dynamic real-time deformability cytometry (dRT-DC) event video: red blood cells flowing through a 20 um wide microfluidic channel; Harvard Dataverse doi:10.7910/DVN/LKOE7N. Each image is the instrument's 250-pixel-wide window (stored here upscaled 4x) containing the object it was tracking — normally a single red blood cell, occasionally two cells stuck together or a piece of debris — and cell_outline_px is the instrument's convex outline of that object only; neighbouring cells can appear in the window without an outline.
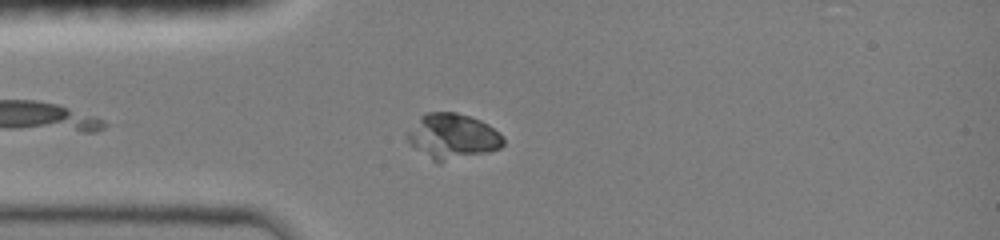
{"species": "common noctule bat (a hibernating species)", "species_latin": "Nyctalus noctula", "temperature_condition": "room temperature", "stored_images_in_passage": 37, "camera_frame_rate_fps": 3000, "um_per_image_px": 0.085, "animal": {"sex": "female", "body_mass_g": 19.0, "forearm_length_mm": 51.5}, "frame": {"image": 1, "passage_image": 5, "time_ms": 1.333, "image_size_px": [1000, 240], "cell_outline_px": [[504, 144], [500, 148], [488, 152], [440, 164], [436, 164], [408, 144], [408, 132], [420, 116], [424, 112], [456, 112], [480, 120], [488, 124], [504, 136]], "centroid_in_image_um": [38.46, 11.62], "position_along_channel_um": 46.5, "area_um2": 25.78}}
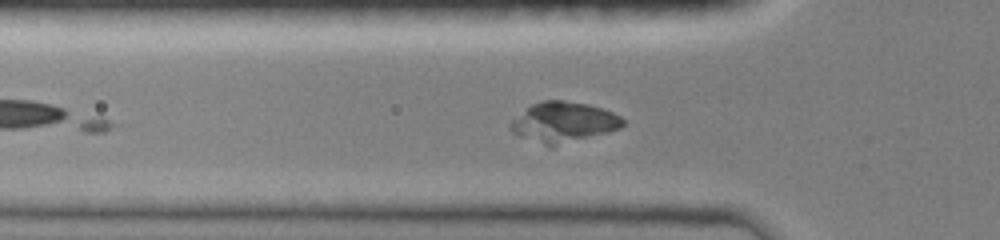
{"frame": {"image": 2, "passage_image": 8, "time_ms": 2.333, "image_size_px": [1000, 240], "cell_outline_px": [[624, 124], [620, 128], [608, 132], [552, 148], [520, 136], [512, 132], [508, 128], [508, 124], [512, 120], [532, 104], [544, 100], [564, 100], [588, 104], [612, 112], [620, 116], [624, 120]], "centroid_in_image_um": [47.88, 10.4], "position_along_channel_um": 77.9, "area_um2": 26.47}}